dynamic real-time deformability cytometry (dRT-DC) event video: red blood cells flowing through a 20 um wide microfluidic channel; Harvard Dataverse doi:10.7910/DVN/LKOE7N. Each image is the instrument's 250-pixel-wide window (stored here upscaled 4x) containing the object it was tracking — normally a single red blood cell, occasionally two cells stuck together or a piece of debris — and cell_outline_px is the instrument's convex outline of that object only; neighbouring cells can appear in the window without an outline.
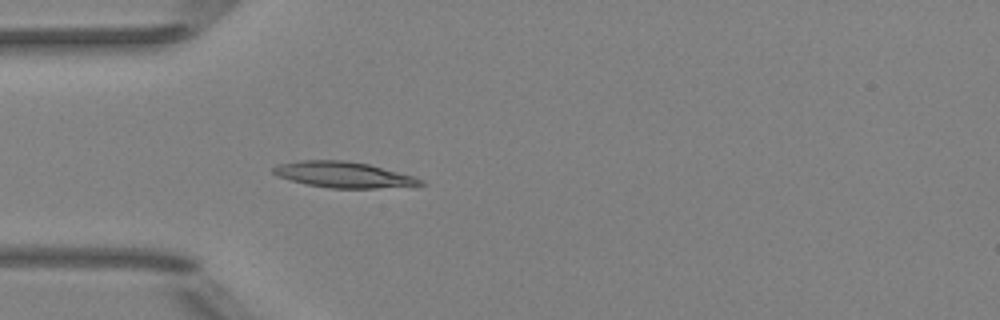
{"species": "Egyptian fruit bat (a non-hibernating species)", "species_latin": "Rousettus aegyptiacus", "temperature_condition": "room temperature", "stored_images_in_passage": 4, "camera_frame_rate_fps": 3000, "um_per_image_px": 0.085, "animal": {"sex": "female"}, "frame": {"image": 1, "passage_image": 4, "time_ms": 3.333, "image_size_px": [1000, 320], "cell_outline_px": [[428, 184], [416, 188], [328, 188], [308, 184], [276, 176], [272, 172], [272, 168], [276, 164], [300, 160], [344, 160], [368, 164], [412, 176], [424, 180]], "centroid_in_image_um": [29.29, 14.87], "position_along_channel_um": 55.7, "area_um2": 22.6}}